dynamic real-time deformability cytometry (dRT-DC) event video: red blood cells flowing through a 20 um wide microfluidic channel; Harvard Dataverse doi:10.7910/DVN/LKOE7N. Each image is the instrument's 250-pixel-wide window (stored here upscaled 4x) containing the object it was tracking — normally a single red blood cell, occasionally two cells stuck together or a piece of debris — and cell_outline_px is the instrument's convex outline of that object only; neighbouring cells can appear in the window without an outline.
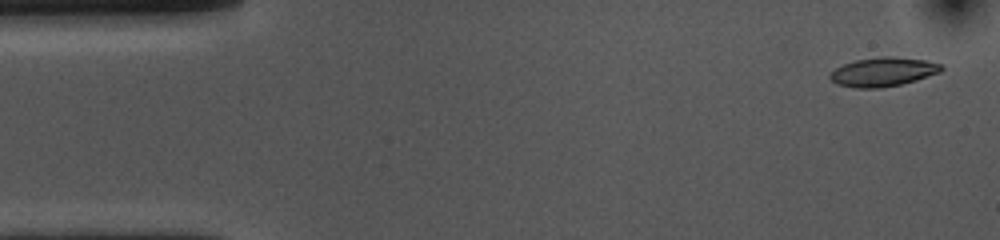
{"species": "common noctule bat (a hibernating species)", "species_latin": "Nyctalus noctula", "temperature_condition": "cold", "stored_images_in_passage": 54, "camera_frame_rate_fps": 3000, "um_per_image_px": 0.085, "animal": {"sex": "female", "body_mass_g": 10.0, "forearm_length_mm": 53.1}, "frame": {"image": 1, "passage_image": 2, "time_ms": 0.333, "image_size_px": [1000, 240], "cell_outline_px": [[944, 68], [940, 72], [916, 80], [900, 84], [880, 88], [856, 88], [836, 84], [828, 76], [836, 68], [844, 64], [856, 60], [880, 56], [892, 56], [924, 60], [944, 64]], "centroid_in_image_um": [75.08, 6.1], "position_along_channel_um": 9.9, "area_um2": 18.79}}
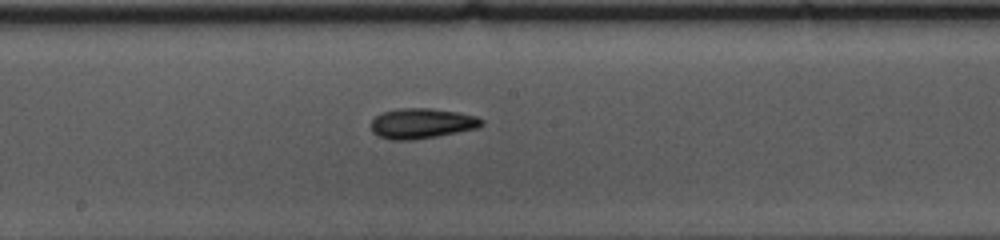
{"frame": {"image": 2, "passage_image": 27, "time_ms": 8.667, "image_size_px": [1000, 240], "cell_outline_px": [[484, 124], [480, 128], [436, 136], [412, 140], [388, 140], [372, 132], [372, 120], [380, 112], [396, 108], [432, 108], [460, 112], [476, 116], [484, 120]], "centroid_in_image_um": [35.87, 10.48], "position_along_channel_um": 212.3, "area_um2": 19.77}}
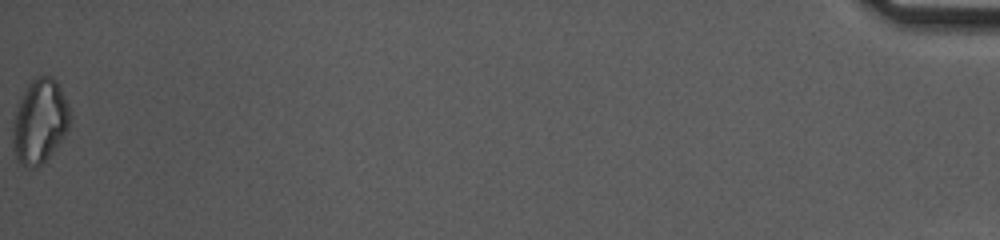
{"frame": {"image": 3, "passage_image": 54, "time_ms": 17.667, "image_size_px": [1000, 240], "cell_outline_px": [[68, 128], [52, 152], [36, 168], [28, 168], [20, 164], [16, 160], [12, 144], [12, 120], [16, 104], [28, 84], [36, 76], [52, 76], [56, 80], [68, 104]], "centroid_in_image_um": [3.31, 10.31], "position_along_channel_um": 431.9, "area_um2": 28.03}, "authors_computed_cell_mechanics": {"area_um2": 18.785, "velocity_mm_per_s": 3.6352, "shape_relaxation_time_tau1_ms": 4.6107, "shape_relaxation_time_tau2_ms": 10.8033, "deformation_change_tau1": 0.1267, "deformation_change_tau2": 0.2028}}